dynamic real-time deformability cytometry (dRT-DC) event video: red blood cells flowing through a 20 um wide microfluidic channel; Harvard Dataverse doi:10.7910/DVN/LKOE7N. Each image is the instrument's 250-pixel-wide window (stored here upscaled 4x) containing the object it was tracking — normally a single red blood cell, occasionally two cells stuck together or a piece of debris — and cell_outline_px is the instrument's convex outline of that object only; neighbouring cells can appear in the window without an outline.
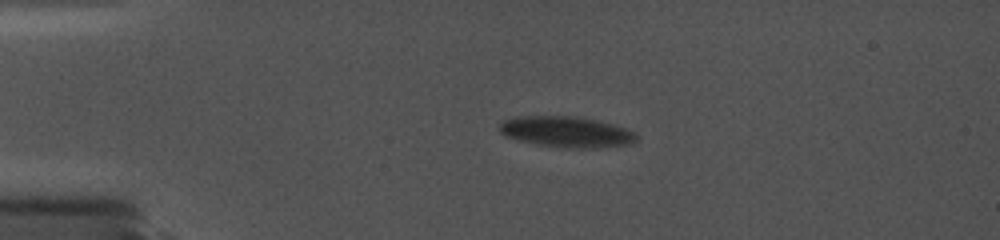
{"species": "common noctule bat (a hibernating species)", "species_latin": "Nyctalus noctula", "temperature_condition": "cold", "stored_images_in_passage": 11, "camera_frame_rate_fps": 5000, "um_per_image_px": 0.085, "animal": {"sex": "female", "body_mass_g": 19.0, "forearm_length_mm": 56.7}, "frame": {"image": 1, "passage_image": 1, "time_ms": 0.0, "image_size_px": [1000, 240], "cell_outline_px": [[640, 136], [632, 144], [596, 148], [564, 148], [536, 144], [504, 136], [496, 128], [500, 120], [516, 116], [572, 116], [596, 120], [612, 124], [636, 132]], "centroid_in_image_um": [48.11, 11.21], "position_along_channel_um": 36.9, "area_um2": 25.03}}
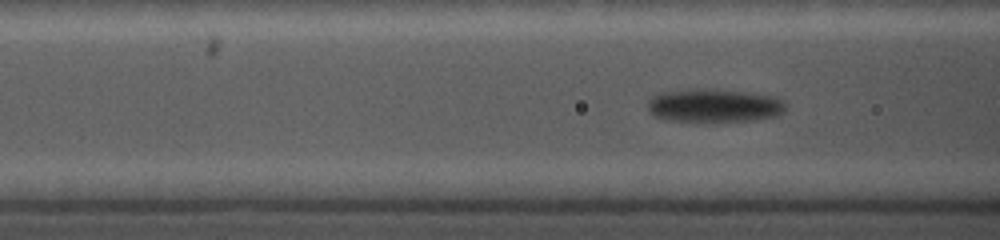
{"frame": {"image": 2, "passage_image": 11, "time_ms": 3.2, "image_size_px": [1000, 240], "cell_outline_px": [[788, 108], [784, 112], [776, 116], [756, 120], [664, 120], [652, 116], [648, 112], [648, 100], [652, 96], [664, 92], [740, 92], [776, 96]], "centroid_in_image_um": [60.72, 9.02], "position_along_channel_um": 105.9, "area_um2": 25.32}}